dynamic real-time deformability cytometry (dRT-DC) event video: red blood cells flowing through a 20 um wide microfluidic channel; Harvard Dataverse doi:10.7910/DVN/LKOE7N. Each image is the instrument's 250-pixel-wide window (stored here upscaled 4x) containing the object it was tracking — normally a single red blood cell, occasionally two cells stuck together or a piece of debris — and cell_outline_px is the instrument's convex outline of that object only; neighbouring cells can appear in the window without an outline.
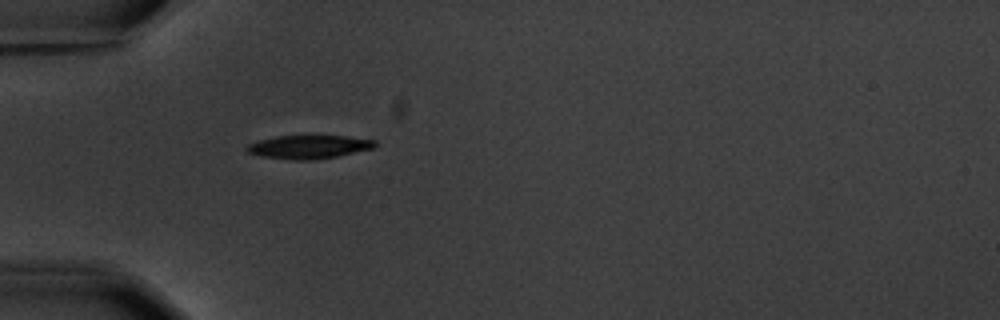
{"species": "common noctule bat (a hibernating species)", "species_latin": "Nyctalus noctula", "temperature_condition": "warm", "stored_images_in_passage": 1, "camera_frame_rate_fps": 3000, "um_per_image_px": 0.085, "animal": {"sex": "male", "body_mass_g": 20.1, "forearm_length_mm": 53.5}, "frame": {"image": 1, "passage_image": 1, "time_ms": 0.0, "image_size_px": [1000, 320], "cell_outline_px": [[376, 148], [336, 156], [312, 160], [292, 160], [260, 156], [248, 152], [244, 148], [248, 144], [260, 140], [276, 136], [344, 136], [376, 140]], "centroid_in_image_um": [26.25, 12.49], "position_along_channel_um": 58.8, "area_um2": 17.46}}